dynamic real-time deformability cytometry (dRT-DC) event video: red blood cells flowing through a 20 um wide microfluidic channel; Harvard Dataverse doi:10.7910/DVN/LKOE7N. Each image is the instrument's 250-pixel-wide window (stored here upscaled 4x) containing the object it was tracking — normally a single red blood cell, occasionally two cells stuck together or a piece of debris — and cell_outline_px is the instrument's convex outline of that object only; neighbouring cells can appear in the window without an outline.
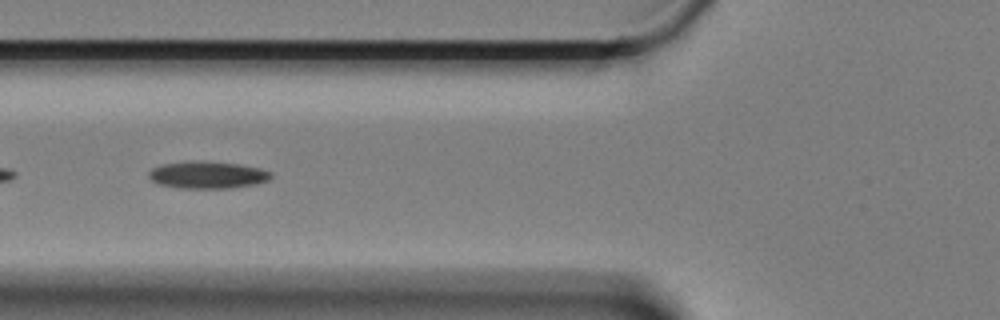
{"species": "Egyptian fruit bat (a non-hibernating species)", "species_latin": "Rousettus aegyptiacus", "temperature_condition": "cold", "stored_images_in_passage": 42, "camera_frame_rate_fps": 3000, "um_per_image_px": 0.085, "animal": {"sex": "female"}, "frame": {"image": 1, "passage_image": 5, "time_ms": 1.333, "image_size_px": [1000, 320], "cell_outline_px": [[272, 176], [268, 180], [256, 184], [232, 188], [180, 188], [156, 184], [148, 176], [148, 172], [152, 168], [160, 164], [196, 160], [204, 160], [240, 164], [260, 168], [272, 172]], "centroid_in_image_um": [17.62, 14.86], "position_along_channel_um": 108.2, "area_um2": 19.71}}
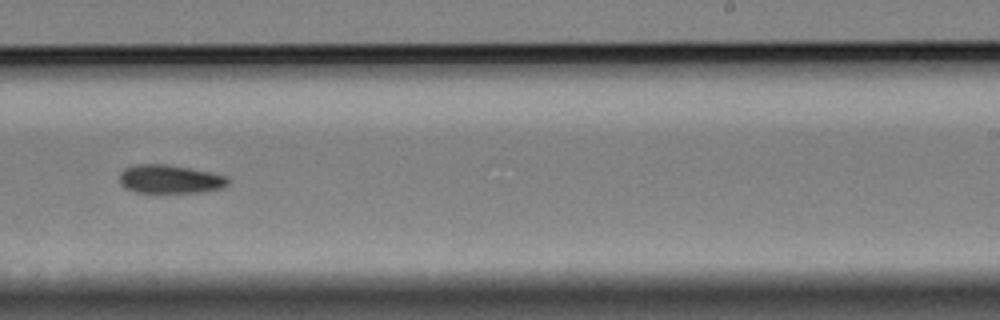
{"frame": {"image": 2, "passage_image": 20, "time_ms": 6.333, "image_size_px": [1000, 320], "cell_outline_px": [[232, 180], [224, 188], [204, 192], [136, 192], [124, 188], [120, 184], [120, 172], [124, 168], [136, 164], [168, 164], [212, 172], [228, 176]], "centroid_in_image_um": [14.49, 15.22], "position_along_channel_um": 274.5, "area_um2": 18.38}}
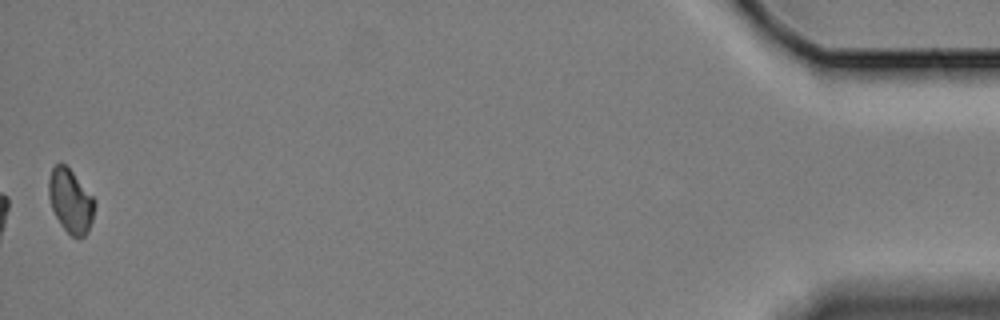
{"frame": {"image": 3, "passage_image": 42, "time_ms": 13.667, "image_size_px": [1000, 320], "cell_outline_px": [[96, 204], [92, 220], [88, 232], [84, 236], [72, 236], [60, 224], [52, 208], [48, 196], [48, 180], [52, 168], [60, 160], [72, 172], [96, 200]], "centroid_in_image_um": [5.99, 17.06], "position_along_channel_um": 429.2, "area_um2": 16.99}, "authors_computed_cell_mechanics": {"area_um2": 18.6983, "velocity_mm_per_s": 3.3273, "shape_relaxation_time_tau1_ms": 2.9951, "shape_relaxation_time_tau2_ms": null, "deformation_change_tau1": 0.0831, "deformation_change_tau2": null}}